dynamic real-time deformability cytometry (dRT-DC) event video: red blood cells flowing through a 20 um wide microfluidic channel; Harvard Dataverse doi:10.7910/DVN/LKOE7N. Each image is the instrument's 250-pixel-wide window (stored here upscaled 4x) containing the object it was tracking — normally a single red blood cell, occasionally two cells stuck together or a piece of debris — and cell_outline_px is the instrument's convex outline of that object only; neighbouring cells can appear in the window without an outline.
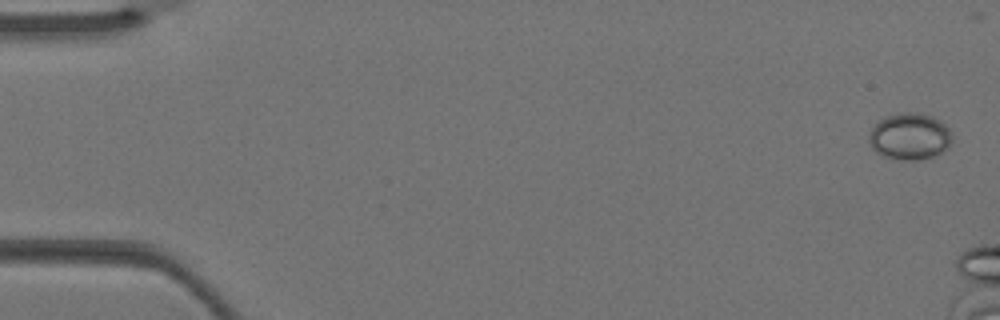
{"species": "Egyptian fruit bat (a non-hibernating species)", "species_latin": "Rousettus aegyptiacus", "temperature_condition": "warm", "stored_images_in_passage": 4, "camera_frame_rate_fps": 3000, "um_per_image_px": 0.085, "animal": {"sex": "female"}, "frame": {"image": 1, "passage_image": 1, "time_ms": 0.0, "image_size_px": [1000, 320], "cell_outline_px": [[952, 140], [948, 148], [944, 152], [932, 156], [916, 160], [900, 160], [884, 156], [876, 152], [872, 148], [868, 140], [868, 136], [872, 128], [884, 116], [904, 112], [916, 112], [932, 116], [940, 120], [952, 132]], "centroid_in_image_um": [77.34, 11.59], "position_along_channel_um": 7.7, "area_um2": 22.77}}